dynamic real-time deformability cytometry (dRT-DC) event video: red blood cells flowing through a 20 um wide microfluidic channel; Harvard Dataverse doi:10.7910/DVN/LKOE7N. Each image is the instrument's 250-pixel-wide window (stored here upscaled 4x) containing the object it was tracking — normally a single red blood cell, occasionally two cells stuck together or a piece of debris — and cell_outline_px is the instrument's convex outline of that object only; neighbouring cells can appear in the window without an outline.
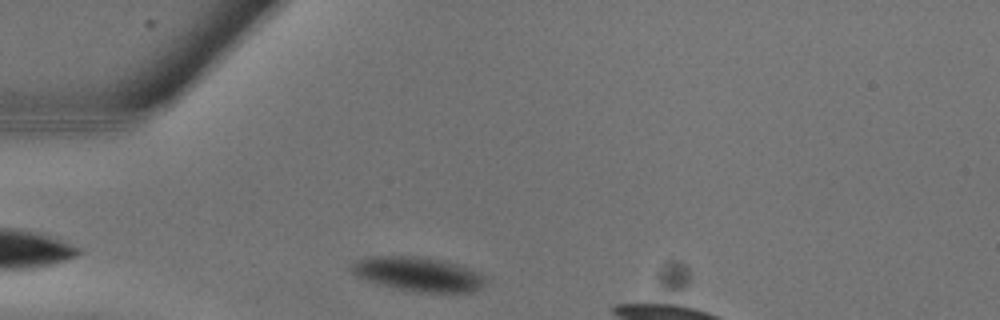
{"species": "common noctule bat (a hibernating species)", "species_latin": "Nyctalus noctula", "temperature_condition": "warm", "stored_images_in_passage": 4, "camera_frame_rate_fps": 3000, "um_per_image_px": 0.085, "animal": {"sex": "male", "body_mass_g": 13.3}, "frame": {"image": 1, "passage_image": 1, "time_ms": 0.0, "image_size_px": [1000, 320], "cell_outline_px": [[488, 280], [480, 288], [472, 292], [420, 292], [380, 284], [368, 280], [352, 272], [352, 264], [356, 260], [368, 256], [420, 256], [460, 264], [480, 272]], "centroid_in_image_um": [35.62, 23.28], "position_along_channel_um": 49.4, "area_um2": 26.53}}
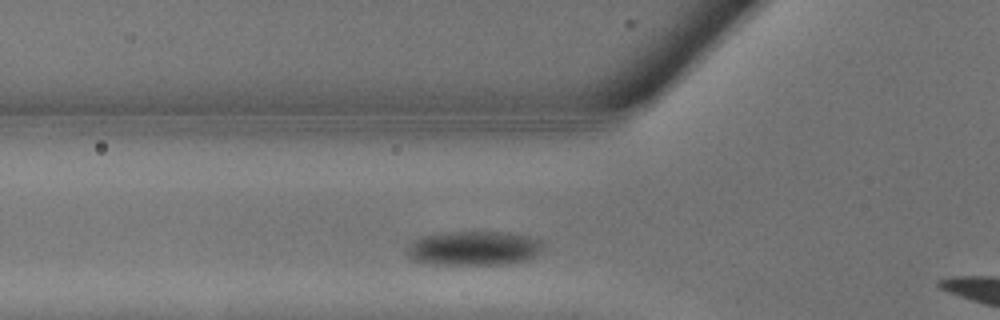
{"frame": {"image": 2, "passage_image": 3, "time_ms": 0.667, "image_size_px": [1000, 320], "cell_outline_px": [[544, 248], [536, 256], [528, 260], [516, 264], [424, 264], [412, 260], [408, 256], [408, 244], [412, 240], [420, 236], [444, 232], [512, 232], [544, 240]], "centroid_in_image_um": [40.32, 21.1], "position_along_channel_um": 85.5, "area_um2": 27.98}}